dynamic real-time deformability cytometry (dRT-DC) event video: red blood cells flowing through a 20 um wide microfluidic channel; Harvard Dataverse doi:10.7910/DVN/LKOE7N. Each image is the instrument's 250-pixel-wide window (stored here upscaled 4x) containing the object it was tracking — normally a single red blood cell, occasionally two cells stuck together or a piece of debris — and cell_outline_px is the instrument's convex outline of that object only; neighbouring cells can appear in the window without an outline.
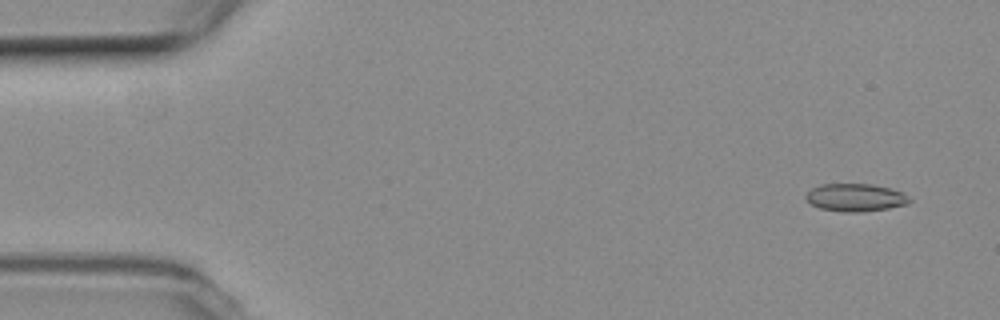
{"species": "common noctule bat (a hibernating species)", "species_latin": "Nyctalus noctula", "temperature_condition": "room temperature", "stored_images_in_passage": 54, "camera_frame_rate_fps": 3000, "um_per_image_px": 0.085, "animal": {"sex": "female", "body_mass_g": 19.3, "forearm_length_mm": 54.1}, "frame": {"image": 1, "passage_image": 3, "time_ms": 0.667, "image_size_px": [1000, 320], "cell_outline_px": [[912, 200], [908, 204], [888, 208], [860, 212], [844, 212], [820, 208], [812, 204], [804, 196], [812, 188], [820, 184], [872, 184], [892, 188], [904, 192]], "centroid_in_image_um": [72.76, 16.78], "position_along_channel_um": 12.2, "area_um2": 16.82}}
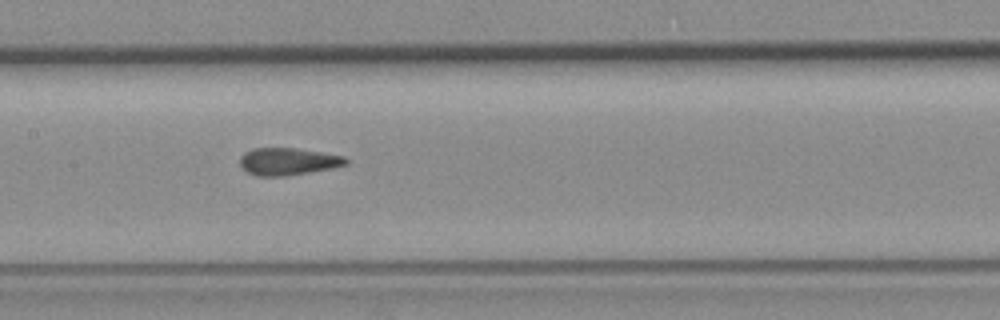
{"frame": {"image": 2, "passage_image": 25, "time_ms": 8.0, "image_size_px": [1000, 320], "cell_outline_px": [[348, 164], [332, 168], [284, 176], [256, 176], [240, 168], [240, 156], [244, 152], [252, 148], [292, 148], [320, 152], [344, 156], [348, 160]], "centroid_in_image_um": [24.43, 13.73], "position_along_channel_um": 183.0, "area_um2": 16.82}}
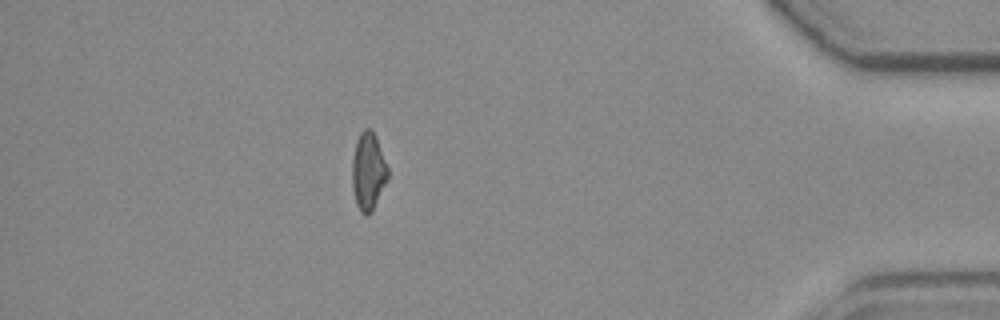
{"frame": {"image": 3, "passage_image": 47, "time_ms": 15.333, "image_size_px": [1000, 320], "cell_outline_px": [[388, 180], [372, 212], [360, 212], [356, 204], [352, 188], [352, 156], [356, 140], [360, 132], [364, 128], [372, 128], [376, 136], [388, 168]], "centroid_in_image_um": [31.29, 14.53], "position_along_channel_um": 403.9, "area_um2": 16.36}, "authors_computed_cell_mechanics": {"area_um2": 16.8776, "velocity_mm_per_s": 3.706, "shape_relaxation_time_tau1_ms": null, "shape_relaxation_time_tau2_ms": 1.3472, "deformation_change_tau1": null, "deformation_change_tau2": 0.0724}}